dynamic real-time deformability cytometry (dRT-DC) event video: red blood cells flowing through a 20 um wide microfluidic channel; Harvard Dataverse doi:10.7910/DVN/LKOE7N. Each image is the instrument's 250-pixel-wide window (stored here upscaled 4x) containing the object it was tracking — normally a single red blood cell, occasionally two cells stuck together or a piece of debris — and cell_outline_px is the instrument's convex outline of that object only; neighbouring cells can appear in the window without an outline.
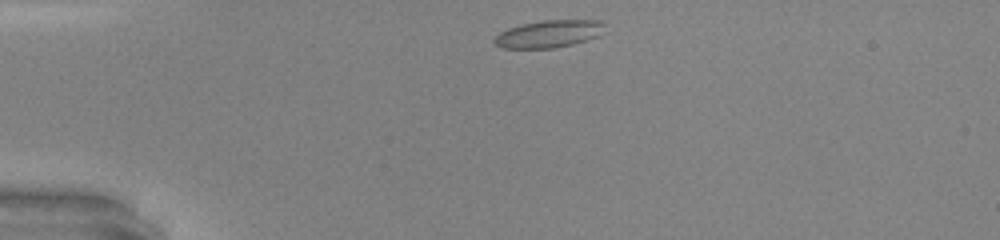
{"species": "common noctule bat (a hibernating species)", "species_latin": "Nyctalus noctula", "temperature_condition": "warm", "stored_images_in_passage": 30, "camera_frame_rate_fps": 3000, "um_per_image_px": 0.085, "animal": {"sex": "male", "body_mass_g": 20.0, "forearm_length_mm": 53.3}, "frame": {"image": 1, "passage_image": 1, "time_ms": 0.0, "image_size_px": [1000, 240], "cell_outline_px": [[604, 32], [596, 36], [572, 44], [552, 48], [500, 48], [492, 40], [500, 32], [508, 28], [524, 24], [544, 20], [600, 20], [604, 24]], "centroid_in_image_um": [46.63, 2.88], "position_along_channel_um": 38.4, "area_um2": 17.4}}
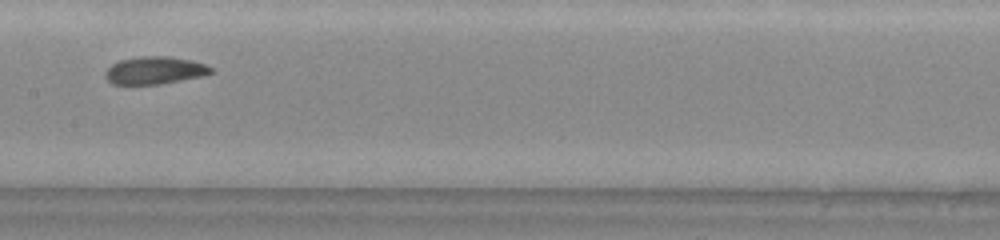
{"frame": {"image": 2, "passage_image": 15, "time_ms": 4.667, "image_size_px": [1000, 240], "cell_outline_px": [[212, 72], [204, 76], [160, 84], [112, 84], [104, 76], [104, 72], [112, 64], [120, 60], [140, 56], [168, 56], [192, 60], [204, 64], [212, 68]], "centroid_in_image_um": [13.14, 5.98], "position_along_channel_um": 194.3, "area_um2": 16.99}}
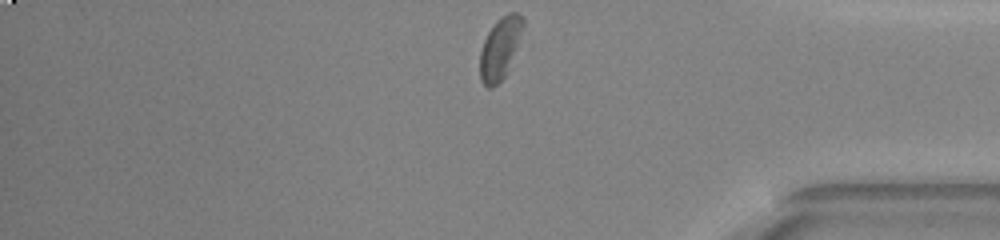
{"frame": {"image": 3, "passage_image": 30, "time_ms": 9.667, "image_size_px": [1000, 240], "cell_outline_px": [[524, 24], [508, 72], [492, 88], [488, 88], [480, 80], [480, 52], [484, 40], [488, 32], [496, 20], [500, 16], [508, 12], [516, 12], [524, 16]], "centroid_in_image_um": [42.5, 4.07], "position_along_channel_um": 392.7, "area_um2": 15.49}, "authors_computed_cell_mechanics": {"area_um2": 16.8198, "velocity_mm_per_s": 4.3213, "shape_relaxation_time_tau1_ms": null, "shape_relaxation_time_tau2_ms": 2.2326, "deformation_change_tau1": null, "deformation_change_tau2": 0.0686}}